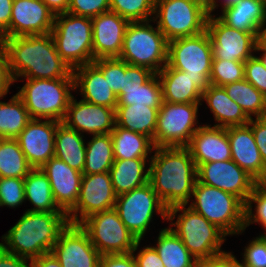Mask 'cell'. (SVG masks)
<instances>
[{
	"label": "cell",
	"instance_id": "4dcf8cb0",
	"mask_svg": "<svg viewBox=\"0 0 266 267\" xmlns=\"http://www.w3.org/2000/svg\"><path fill=\"white\" fill-rule=\"evenodd\" d=\"M83 138L84 134L68 128L62 122L57 126L54 156L81 173L85 166L86 155V143Z\"/></svg>",
	"mask_w": 266,
	"mask_h": 267
},
{
	"label": "cell",
	"instance_id": "d6986e66",
	"mask_svg": "<svg viewBox=\"0 0 266 267\" xmlns=\"http://www.w3.org/2000/svg\"><path fill=\"white\" fill-rule=\"evenodd\" d=\"M62 123L80 134L85 132L91 135L111 133L116 125L115 109L92 104L82 99L77 101L73 96Z\"/></svg>",
	"mask_w": 266,
	"mask_h": 267
},
{
	"label": "cell",
	"instance_id": "484cf974",
	"mask_svg": "<svg viewBox=\"0 0 266 267\" xmlns=\"http://www.w3.org/2000/svg\"><path fill=\"white\" fill-rule=\"evenodd\" d=\"M73 77L74 88L80 91L82 100L116 109L117 95L109 87L102 70L94 62L73 69Z\"/></svg>",
	"mask_w": 266,
	"mask_h": 267
},
{
	"label": "cell",
	"instance_id": "e0dca14e",
	"mask_svg": "<svg viewBox=\"0 0 266 267\" xmlns=\"http://www.w3.org/2000/svg\"><path fill=\"white\" fill-rule=\"evenodd\" d=\"M51 252L62 267H99L101 254L79 224L69 223L60 232Z\"/></svg>",
	"mask_w": 266,
	"mask_h": 267
},
{
	"label": "cell",
	"instance_id": "ffe728a7",
	"mask_svg": "<svg viewBox=\"0 0 266 267\" xmlns=\"http://www.w3.org/2000/svg\"><path fill=\"white\" fill-rule=\"evenodd\" d=\"M55 14L42 0H14L11 10L10 38L51 33Z\"/></svg>",
	"mask_w": 266,
	"mask_h": 267
},
{
	"label": "cell",
	"instance_id": "db71d44e",
	"mask_svg": "<svg viewBox=\"0 0 266 267\" xmlns=\"http://www.w3.org/2000/svg\"><path fill=\"white\" fill-rule=\"evenodd\" d=\"M197 267H243L234 254L224 252L209 259H203L197 262Z\"/></svg>",
	"mask_w": 266,
	"mask_h": 267
},
{
	"label": "cell",
	"instance_id": "d6a6232c",
	"mask_svg": "<svg viewBox=\"0 0 266 267\" xmlns=\"http://www.w3.org/2000/svg\"><path fill=\"white\" fill-rule=\"evenodd\" d=\"M110 134L114 159L149 158L154 151V143L148 136L117 125Z\"/></svg>",
	"mask_w": 266,
	"mask_h": 267
},
{
	"label": "cell",
	"instance_id": "ac0fdd59",
	"mask_svg": "<svg viewBox=\"0 0 266 267\" xmlns=\"http://www.w3.org/2000/svg\"><path fill=\"white\" fill-rule=\"evenodd\" d=\"M61 122L32 119L15 138L32 168H41L55 155V132Z\"/></svg>",
	"mask_w": 266,
	"mask_h": 267
},
{
	"label": "cell",
	"instance_id": "94428289",
	"mask_svg": "<svg viewBox=\"0 0 266 267\" xmlns=\"http://www.w3.org/2000/svg\"><path fill=\"white\" fill-rule=\"evenodd\" d=\"M256 43V52H266V23L259 28Z\"/></svg>",
	"mask_w": 266,
	"mask_h": 267
},
{
	"label": "cell",
	"instance_id": "603a6c76",
	"mask_svg": "<svg viewBox=\"0 0 266 267\" xmlns=\"http://www.w3.org/2000/svg\"><path fill=\"white\" fill-rule=\"evenodd\" d=\"M41 169L50 181L56 204L67 214L78 201L83 174L55 156Z\"/></svg>",
	"mask_w": 266,
	"mask_h": 267
},
{
	"label": "cell",
	"instance_id": "2e32d148",
	"mask_svg": "<svg viewBox=\"0 0 266 267\" xmlns=\"http://www.w3.org/2000/svg\"><path fill=\"white\" fill-rule=\"evenodd\" d=\"M197 181L248 200L257 182L232 159L207 162L197 167Z\"/></svg>",
	"mask_w": 266,
	"mask_h": 267
},
{
	"label": "cell",
	"instance_id": "ab89813d",
	"mask_svg": "<svg viewBox=\"0 0 266 267\" xmlns=\"http://www.w3.org/2000/svg\"><path fill=\"white\" fill-rule=\"evenodd\" d=\"M155 0H110V11L129 22L153 19Z\"/></svg>",
	"mask_w": 266,
	"mask_h": 267
},
{
	"label": "cell",
	"instance_id": "e575fe53",
	"mask_svg": "<svg viewBox=\"0 0 266 267\" xmlns=\"http://www.w3.org/2000/svg\"><path fill=\"white\" fill-rule=\"evenodd\" d=\"M86 144L85 166L82 174L109 172L114 163L111 134H97Z\"/></svg>",
	"mask_w": 266,
	"mask_h": 267
},
{
	"label": "cell",
	"instance_id": "5bb4252c",
	"mask_svg": "<svg viewBox=\"0 0 266 267\" xmlns=\"http://www.w3.org/2000/svg\"><path fill=\"white\" fill-rule=\"evenodd\" d=\"M116 197L110 172L83 174L78 201L67 213L68 222L80 224L94 213L114 208Z\"/></svg>",
	"mask_w": 266,
	"mask_h": 267
},
{
	"label": "cell",
	"instance_id": "4316f807",
	"mask_svg": "<svg viewBox=\"0 0 266 267\" xmlns=\"http://www.w3.org/2000/svg\"><path fill=\"white\" fill-rule=\"evenodd\" d=\"M201 101H205L214 115L217 127L242 126L248 124L250 118L245 114L225 89L221 86L209 85L203 92Z\"/></svg>",
	"mask_w": 266,
	"mask_h": 267
},
{
	"label": "cell",
	"instance_id": "7dc6e473",
	"mask_svg": "<svg viewBox=\"0 0 266 267\" xmlns=\"http://www.w3.org/2000/svg\"><path fill=\"white\" fill-rule=\"evenodd\" d=\"M244 78L266 97V68L257 55L244 62Z\"/></svg>",
	"mask_w": 266,
	"mask_h": 267
},
{
	"label": "cell",
	"instance_id": "91938a15",
	"mask_svg": "<svg viewBox=\"0 0 266 267\" xmlns=\"http://www.w3.org/2000/svg\"><path fill=\"white\" fill-rule=\"evenodd\" d=\"M221 1V0H220ZM219 0H205V3L207 4V8H208V12L209 14H211L212 12H214L218 7L220 3ZM241 0H222L220 5H221V9L225 8V7H229L232 6L236 3H238Z\"/></svg>",
	"mask_w": 266,
	"mask_h": 267
},
{
	"label": "cell",
	"instance_id": "680465c9",
	"mask_svg": "<svg viewBox=\"0 0 266 267\" xmlns=\"http://www.w3.org/2000/svg\"><path fill=\"white\" fill-rule=\"evenodd\" d=\"M55 14H63L68 11L70 0H42Z\"/></svg>",
	"mask_w": 266,
	"mask_h": 267
},
{
	"label": "cell",
	"instance_id": "83f0119b",
	"mask_svg": "<svg viewBox=\"0 0 266 267\" xmlns=\"http://www.w3.org/2000/svg\"><path fill=\"white\" fill-rule=\"evenodd\" d=\"M218 18L231 28L257 35L266 23V6L253 0H241L223 8Z\"/></svg>",
	"mask_w": 266,
	"mask_h": 267
},
{
	"label": "cell",
	"instance_id": "74e56055",
	"mask_svg": "<svg viewBox=\"0 0 266 267\" xmlns=\"http://www.w3.org/2000/svg\"><path fill=\"white\" fill-rule=\"evenodd\" d=\"M32 169L16 139L0 138V178H25Z\"/></svg>",
	"mask_w": 266,
	"mask_h": 267
},
{
	"label": "cell",
	"instance_id": "9a60e30c",
	"mask_svg": "<svg viewBox=\"0 0 266 267\" xmlns=\"http://www.w3.org/2000/svg\"><path fill=\"white\" fill-rule=\"evenodd\" d=\"M206 30L211 38L213 59L245 62L256 52L255 33L231 28L214 14H209Z\"/></svg>",
	"mask_w": 266,
	"mask_h": 267
},
{
	"label": "cell",
	"instance_id": "8992f818",
	"mask_svg": "<svg viewBox=\"0 0 266 267\" xmlns=\"http://www.w3.org/2000/svg\"><path fill=\"white\" fill-rule=\"evenodd\" d=\"M75 91L74 78L26 79L16 93L25 104L32 119L63 122Z\"/></svg>",
	"mask_w": 266,
	"mask_h": 267
},
{
	"label": "cell",
	"instance_id": "f6af8a7d",
	"mask_svg": "<svg viewBox=\"0 0 266 267\" xmlns=\"http://www.w3.org/2000/svg\"><path fill=\"white\" fill-rule=\"evenodd\" d=\"M242 255L243 267H266V236L253 238Z\"/></svg>",
	"mask_w": 266,
	"mask_h": 267
},
{
	"label": "cell",
	"instance_id": "7402d4cb",
	"mask_svg": "<svg viewBox=\"0 0 266 267\" xmlns=\"http://www.w3.org/2000/svg\"><path fill=\"white\" fill-rule=\"evenodd\" d=\"M129 21L113 11L92 18L93 57H119Z\"/></svg>",
	"mask_w": 266,
	"mask_h": 267
},
{
	"label": "cell",
	"instance_id": "b9f144b4",
	"mask_svg": "<svg viewBox=\"0 0 266 267\" xmlns=\"http://www.w3.org/2000/svg\"><path fill=\"white\" fill-rule=\"evenodd\" d=\"M244 79V62L213 59L209 82L215 86H225Z\"/></svg>",
	"mask_w": 266,
	"mask_h": 267
},
{
	"label": "cell",
	"instance_id": "be15d7a7",
	"mask_svg": "<svg viewBox=\"0 0 266 267\" xmlns=\"http://www.w3.org/2000/svg\"><path fill=\"white\" fill-rule=\"evenodd\" d=\"M3 40H4V34H3V32L0 30V44L3 43Z\"/></svg>",
	"mask_w": 266,
	"mask_h": 267
},
{
	"label": "cell",
	"instance_id": "52a82bcc",
	"mask_svg": "<svg viewBox=\"0 0 266 267\" xmlns=\"http://www.w3.org/2000/svg\"><path fill=\"white\" fill-rule=\"evenodd\" d=\"M151 22H154L153 19L129 22L118 58L157 74L167 65L168 41L157 25L154 28Z\"/></svg>",
	"mask_w": 266,
	"mask_h": 267
},
{
	"label": "cell",
	"instance_id": "d590c367",
	"mask_svg": "<svg viewBox=\"0 0 266 267\" xmlns=\"http://www.w3.org/2000/svg\"><path fill=\"white\" fill-rule=\"evenodd\" d=\"M228 96L252 118L266 117V97L245 78L223 86Z\"/></svg>",
	"mask_w": 266,
	"mask_h": 267
},
{
	"label": "cell",
	"instance_id": "f546056e",
	"mask_svg": "<svg viewBox=\"0 0 266 267\" xmlns=\"http://www.w3.org/2000/svg\"><path fill=\"white\" fill-rule=\"evenodd\" d=\"M159 108L147 105H117L116 125L148 136L152 141L155 134Z\"/></svg>",
	"mask_w": 266,
	"mask_h": 267
},
{
	"label": "cell",
	"instance_id": "681fc988",
	"mask_svg": "<svg viewBox=\"0 0 266 267\" xmlns=\"http://www.w3.org/2000/svg\"><path fill=\"white\" fill-rule=\"evenodd\" d=\"M140 242L141 240L136 242L132 251L137 267H164L160 256L153 246H144L138 253L134 254L138 250Z\"/></svg>",
	"mask_w": 266,
	"mask_h": 267
},
{
	"label": "cell",
	"instance_id": "836d02e7",
	"mask_svg": "<svg viewBox=\"0 0 266 267\" xmlns=\"http://www.w3.org/2000/svg\"><path fill=\"white\" fill-rule=\"evenodd\" d=\"M158 235L157 244L153 247L164 267H197L198 260L188 251L170 226L161 229Z\"/></svg>",
	"mask_w": 266,
	"mask_h": 267
},
{
	"label": "cell",
	"instance_id": "8d00e7d4",
	"mask_svg": "<svg viewBox=\"0 0 266 267\" xmlns=\"http://www.w3.org/2000/svg\"><path fill=\"white\" fill-rule=\"evenodd\" d=\"M31 120L25 104L17 94L9 102L0 101V138L15 139Z\"/></svg>",
	"mask_w": 266,
	"mask_h": 267
},
{
	"label": "cell",
	"instance_id": "4fadbf2b",
	"mask_svg": "<svg viewBox=\"0 0 266 267\" xmlns=\"http://www.w3.org/2000/svg\"><path fill=\"white\" fill-rule=\"evenodd\" d=\"M212 60L211 38L207 30L168 42L167 64L191 77H206L209 80Z\"/></svg>",
	"mask_w": 266,
	"mask_h": 267
},
{
	"label": "cell",
	"instance_id": "7a4b0ae2",
	"mask_svg": "<svg viewBox=\"0 0 266 267\" xmlns=\"http://www.w3.org/2000/svg\"><path fill=\"white\" fill-rule=\"evenodd\" d=\"M149 162V183L167 207L189 205L197 167L187 147H155Z\"/></svg>",
	"mask_w": 266,
	"mask_h": 267
},
{
	"label": "cell",
	"instance_id": "7bdbcfd3",
	"mask_svg": "<svg viewBox=\"0 0 266 267\" xmlns=\"http://www.w3.org/2000/svg\"><path fill=\"white\" fill-rule=\"evenodd\" d=\"M25 201L24 178H0V207L17 208Z\"/></svg>",
	"mask_w": 266,
	"mask_h": 267
},
{
	"label": "cell",
	"instance_id": "9f6ffc18",
	"mask_svg": "<svg viewBox=\"0 0 266 267\" xmlns=\"http://www.w3.org/2000/svg\"><path fill=\"white\" fill-rule=\"evenodd\" d=\"M30 260L8 253L0 247V267H31Z\"/></svg>",
	"mask_w": 266,
	"mask_h": 267
},
{
	"label": "cell",
	"instance_id": "cb8c5ba5",
	"mask_svg": "<svg viewBox=\"0 0 266 267\" xmlns=\"http://www.w3.org/2000/svg\"><path fill=\"white\" fill-rule=\"evenodd\" d=\"M157 75L163 101L170 103H202V92L210 85L206 77H191L168 64Z\"/></svg>",
	"mask_w": 266,
	"mask_h": 267
},
{
	"label": "cell",
	"instance_id": "6da1fadb",
	"mask_svg": "<svg viewBox=\"0 0 266 267\" xmlns=\"http://www.w3.org/2000/svg\"><path fill=\"white\" fill-rule=\"evenodd\" d=\"M11 75L25 79L74 78L73 70L59 56L51 33L4 38Z\"/></svg>",
	"mask_w": 266,
	"mask_h": 267
},
{
	"label": "cell",
	"instance_id": "816d5d0a",
	"mask_svg": "<svg viewBox=\"0 0 266 267\" xmlns=\"http://www.w3.org/2000/svg\"><path fill=\"white\" fill-rule=\"evenodd\" d=\"M14 83L6 51L3 44H0V99H3L10 92L9 89Z\"/></svg>",
	"mask_w": 266,
	"mask_h": 267
},
{
	"label": "cell",
	"instance_id": "ba28073f",
	"mask_svg": "<svg viewBox=\"0 0 266 267\" xmlns=\"http://www.w3.org/2000/svg\"><path fill=\"white\" fill-rule=\"evenodd\" d=\"M208 17L205 0H155L153 21L168 42L202 33Z\"/></svg>",
	"mask_w": 266,
	"mask_h": 267
},
{
	"label": "cell",
	"instance_id": "bcb514c9",
	"mask_svg": "<svg viewBox=\"0 0 266 267\" xmlns=\"http://www.w3.org/2000/svg\"><path fill=\"white\" fill-rule=\"evenodd\" d=\"M107 11H110V0H70L67 12L92 19Z\"/></svg>",
	"mask_w": 266,
	"mask_h": 267
},
{
	"label": "cell",
	"instance_id": "8fae6325",
	"mask_svg": "<svg viewBox=\"0 0 266 267\" xmlns=\"http://www.w3.org/2000/svg\"><path fill=\"white\" fill-rule=\"evenodd\" d=\"M202 103L163 101L158 111L153 143L155 147H186L201 125L198 108ZM196 125V126H195Z\"/></svg>",
	"mask_w": 266,
	"mask_h": 267
},
{
	"label": "cell",
	"instance_id": "f1b7e54d",
	"mask_svg": "<svg viewBox=\"0 0 266 267\" xmlns=\"http://www.w3.org/2000/svg\"><path fill=\"white\" fill-rule=\"evenodd\" d=\"M146 162H150V158L114 159L109 172L113 190L117 196L149 182V169L146 167L148 166Z\"/></svg>",
	"mask_w": 266,
	"mask_h": 267
},
{
	"label": "cell",
	"instance_id": "44dd1931",
	"mask_svg": "<svg viewBox=\"0 0 266 267\" xmlns=\"http://www.w3.org/2000/svg\"><path fill=\"white\" fill-rule=\"evenodd\" d=\"M230 142L231 159L257 183H266V166L264 165L251 127H227Z\"/></svg>",
	"mask_w": 266,
	"mask_h": 267
},
{
	"label": "cell",
	"instance_id": "ee69618b",
	"mask_svg": "<svg viewBox=\"0 0 266 267\" xmlns=\"http://www.w3.org/2000/svg\"><path fill=\"white\" fill-rule=\"evenodd\" d=\"M101 70L103 77L112 91L118 95L121 92L123 75L125 74V61L118 57L99 58L93 61Z\"/></svg>",
	"mask_w": 266,
	"mask_h": 267
},
{
	"label": "cell",
	"instance_id": "5b68a950",
	"mask_svg": "<svg viewBox=\"0 0 266 267\" xmlns=\"http://www.w3.org/2000/svg\"><path fill=\"white\" fill-rule=\"evenodd\" d=\"M189 207L227 236L244 231L245 203L237 196L196 181Z\"/></svg>",
	"mask_w": 266,
	"mask_h": 267
},
{
	"label": "cell",
	"instance_id": "11a10c76",
	"mask_svg": "<svg viewBox=\"0 0 266 267\" xmlns=\"http://www.w3.org/2000/svg\"><path fill=\"white\" fill-rule=\"evenodd\" d=\"M14 0H0V30L4 38H10L11 10Z\"/></svg>",
	"mask_w": 266,
	"mask_h": 267
},
{
	"label": "cell",
	"instance_id": "f907efd6",
	"mask_svg": "<svg viewBox=\"0 0 266 267\" xmlns=\"http://www.w3.org/2000/svg\"><path fill=\"white\" fill-rule=\"evenodd\" d=\"M248 125L252 129L262 161L266 166V117H252L250 118Z\"/></svg>",
	"mask_w": 266,
	"mask_h": 267
},
{
	"label": "cell",
	"instance_id": "30bf717a",
	"mask_svg": "<svg viewBox=\"0 0 266 267\" xmlns=\"http://www.w3.org/2000/svg\"><path fill=\"white\" fill-rule=\"evenodd\" d=\"M114 209L137 240H143L155 212L167 220L168 208L163 204L151 184L125 192L116 197Z\"/></svg>",
	"mask_w": 266,
	"mask_h": 267
},
{
	"label": "cell",
	"instance_id": "7c38bea8",
	"mask_svg": "<svg viewBox=\"0 0 266 267\" xmlns=\"http://www.w3.org/2000/svg\"><path fill=\"white\" fill-rule=\"evenodd\" d=\"M79 225L88 233L91 243L101 255L132 252L138 241L114 208L94 213Z\"/></svg>",
	"mask_w": 266,
	"mask_h": 267
},
{
	"label": "cell",
	"instance_id": "6125c7cd",
	"mask_svg": "<svg viewBox=\"0 0 266 267\" xmlns=\"http://www.w3.org/2000/svg\"><path fill=\"white\" fill-rule=\"evenodd\" d=\"M258 58L262 61L264 67L266 68V52H262V54Z\"/></svg>",
	"mask_w": 266,
	"mask_h": 267
},
{
	"label": "cell",
	"instance_id": "9c48e42d",
	"mask_svg": "<svg viewBox=\"0 0 266 267\" xmlns=\"http://www.w3.org/2000/svg\"><path fill=\"white\" fill-rule=\"evenodd\" d=\"M51 36L59 56L72 70L95 60L91 18L68 12L55 15Z\"/></svg>",
	"mask_w": 266,
	"mask_h": 267
},
{
	"label": "cell",
	"instance_id": "e7e4bbea",
	"mask_svg": "<svg viewBox=\"0 0 266 267\" xmlns=\"http://www.w3.org/2000/svg\"><path fill=\"white\" fill-rule=\"evenodd\" d=\"M266 6V0H253Z\"/></svg>",
	"mask_w": 266,
	"mask_h": 267
},
{
	"label": "cell",
	"instance_id": "6f0895ef",
	"mask_svg": "<svg viewBox=\"0 0 266 267\" xmlns=\"http://www.w3.org/2000/svg\"><path fill=\"white\" fill-rule=\"evenodd\" d=\"M31 267H62L52 252L30 260Z\"/></svg>",
	"mask_w": 266,
	"mask_h": 267
},
{
	"label": "cell",
	"instance_id": "f35d334b",
	"mask_svg": "<svg viewBox=\"0 0 266 267\" xmlns=\"http://www.w3.org/2000/svg\"><path fill=\"white\" fill-rule=\"evenodd\" d=\"M117 105H147L152 108H160L163 103V94L160 80L154 74L139 89L121 90L117 95Z\"/></svg>",
	"mask_w": 266,
	"mask_h": 267
},
{
	"label": "cell",
	"instance_id": "277c9868",
	"mask_svg": "<svg viewBox=\"0 0 266 267\" xmlns=\"http://www.w3.org/2000/svg\"><path fill=\"white\" fill-rule=\"evenodd\" d=\"M187 207L176 205L168 208L167 222L177 218L176 222L169 223L176 228H170L182 240L188 251L198 261L226 252L221 246L227 235L201 214Z\"/></svg>",
	"mask_w": 266,
	"mask_h": 267
},
{
	"label": "cell",
	"instance_id": "f5cc1de1",
	"mask_svg": "<svg viewBox=\"0 0 266 267\" xmlns=\"http://www.w3.org/2000/svg\"><path fill=\"white\" fill-rule=\"evenodd\" d=\"M99 267H137L132 252L104 254L100 257Z\"/></svg>",
	"mask_w": 266,
	"mask_h": 267
},
{
	"label": "cell",
	"instance_id": "3957f363",
	"mask_svg": "<svg viewBox=\"0 0 266 267\" xmlns=\"http://www.w3.org/2000/svg\"><path fill=\"white\" fill-rule=\"evenodd\" d=\"M69 224L65 212L25 211L18 222L2 235L0 247L29 260L52 251L60 232Z\"/></svg>",
	"mask_w": 266,
	"mask_h": 267
},
{
	"label": "cell",
	"instance_id": "d4e9b609",
	"mask_svg": "<svg viewBox=\"0 0 266 267\" xmlns=\"http://www.w3.org/2000/svg\"><path fill=\"white\" fill-rule=\"evenodd\" d=\"M186 147L196 167L207 162L231 160L230 142L223 127L201 125Z\"/></svg>",
	"mask_w": 266,
	"mask_h": 267
},
{
	"label": "cell",
	"instance_id": "60d3db41",
	"mask_svg": "<svg viewBox=\"0 0 266 267\" xmlns=\"http://www.w3.org/2000/svg\"><path fill=\"white\" fill-rule=\"evenodd\" d=\"M254 203L255 209H252ZM254 223L261 225L266 231V183H257L245 203L244 231ZM265 231L261 236H266Z\"/></svg>",
	"mask_w": 266,
	"mask_h": 267
},
{
	"label": "cell",
	"instance_id": "c3c4849f",
	"mask_svg": "<svg viewBox=\"0 0 266 267\" xmlns=\"http://www.w3.org/2000/svg\"><path fill=\"white\" fill-rule=\"evenodd\" d=\"M155 73L150 69L130 65L125 62V74L123 75L121 90L139 89L141 85L146 83Z\"/></svg>",
	"mask_w": 266,
	"mask_h": 267
},
{
	"label": "cell",
	"instance_id": "1f68e13d",
	"mask_svg": "<svg viewBox=\"0 0 266 267\" xmlns=\"http://www.w3.org/2000/svg\"><path fill=\"white\" fill-rule=\"evenodd\" d=\"M25 200L34 207L31 212H64L57 204L51 191V184L41 168H33L24 178Z\"/></svg>",
	"mask_w": 266,
	"mask_h": 267
}]
</instances>
